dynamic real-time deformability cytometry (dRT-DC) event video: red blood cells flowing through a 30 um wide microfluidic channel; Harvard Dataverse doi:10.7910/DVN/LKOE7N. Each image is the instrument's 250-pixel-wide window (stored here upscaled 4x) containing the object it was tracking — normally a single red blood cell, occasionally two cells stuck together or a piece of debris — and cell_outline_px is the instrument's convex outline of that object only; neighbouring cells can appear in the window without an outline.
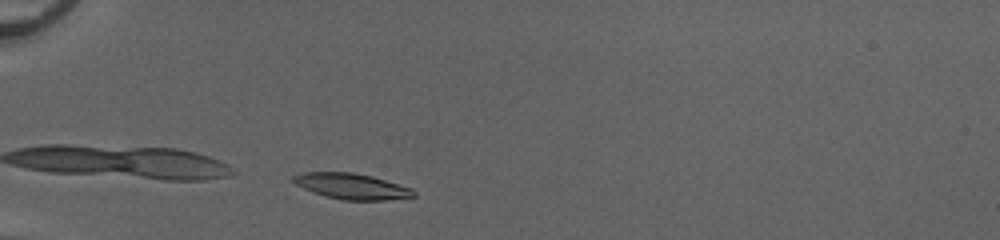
{"species": "common noctule bat (a hibernating species)", "species_latin": "Nyctalus noctula", "temperature_condition": "cold", "stored_images_in_passage": 29, "camera_frame_rate_fps": 3000, "um_per_image_px": 0.085, "animal": {"sex": "female", "body_mass_g": 20.0, "forearm_length_mm": 54.0}, "frame": {"image": 1, "passage_image": 1, "time_ms": 0.0, "image_size_px": [1000, 240], "cell_outline_px": [[416, 196], [384, 200], [344, 200], [324, 196], [312, 192], [296, 184], [292, 180], [292, 176], [300, 172], [352, 172], [372, 176], [412, 188], [416, 192]], "centroid_in_image_um": [29.88, 15.83], "position_along_channel_um": 55.1, "area_um2": 18.09}}
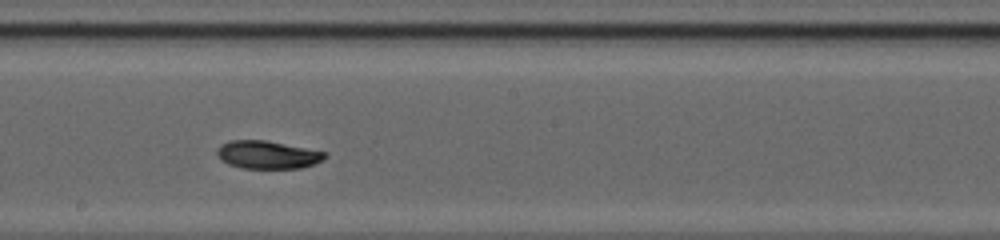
{"frame": {"image": 2, "passage_image": 15, "time_ms": 4.667, "image_size_px": [1000, 240], "cell_outline_px": [[328, 156], [324, 160], [300, 168], [240, 168], [228, 164], [220, 160], [216, 156], [216, 148], [220, 144], [228, 140], [264, 140], [328, 152]], "centroid_in_image_um": [22.7, 13.15], "position_along_channel_um": 225.5, "area_um2": 17.8}}
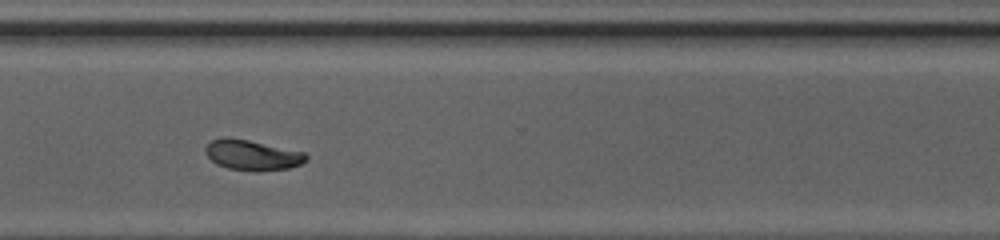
{"frame": {"image": 3, "passage_image": 24, "time_ms": 7.667, "image_size_px": [1000, 240], "cell_outline_px": [[308, 160], [300, 164], [288, 168], [256, 172], [228, 168], [216, 164], [204, 152], [204, 148], [212, 140], [224, 136], [228, 136], [248, 140], [304, 152], [308, 156]], "centroid_in_image_um": [21.42, 13.18], "position_along_channel_um": 349.2, "area_um2": 17.86}, "authors_computed_cell_mechanics": {"area_um2": 17.629, "velocity_mm_per_s": 4.1288, "shape_relaxation_time_tau1_ms": 4.0993, "shape_relaxation_time_tau2_ms": 4.5474, "deformation_change_tau1": 0.1419, "deformation_change_tau2": 0.0739}}